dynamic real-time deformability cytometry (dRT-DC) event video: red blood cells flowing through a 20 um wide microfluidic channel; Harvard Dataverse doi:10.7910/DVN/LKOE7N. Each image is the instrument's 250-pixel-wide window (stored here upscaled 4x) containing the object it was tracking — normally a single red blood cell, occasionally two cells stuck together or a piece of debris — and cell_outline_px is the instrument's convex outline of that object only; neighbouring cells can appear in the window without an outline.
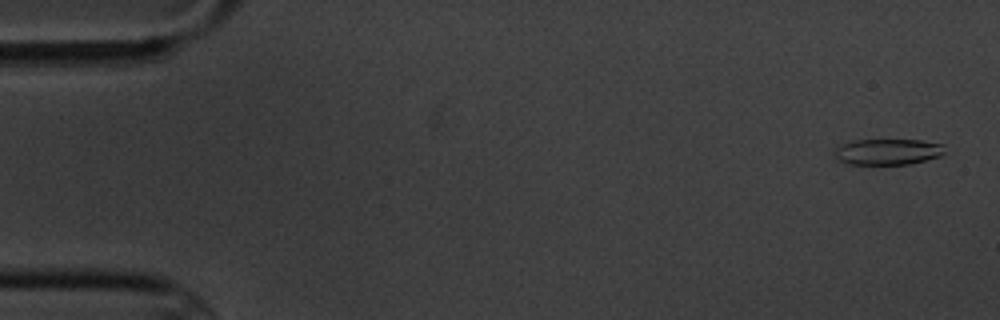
{"species": "common noctule bat (a hibernating species)", "species_latin": "Nyctalus noctula", "temperature_condition": "cold", "stored_images_in_passage": 5, "camera_frame_rate_fps": 3000, "um_per_image_px": 0.085, "animal": {"sex": "male", "body_mass_g": 20.1, "forearm_length_mm": 53.5}, "frame": {"image": 1, "passage_image": 1, "time_ms": 0.0, "image_size_px": [1000, 320], "cell_outline_px": [[944, 152], [940, 156], [908, 164], [848, 164], [832, 160], [836, 148], [840, 144], [852, 140], [920, 140], [944, 144]], "centroid_in_image_um": [75.38, 12.9], "position_along_channel_um": 9.6, "area_um2": 16.88}}